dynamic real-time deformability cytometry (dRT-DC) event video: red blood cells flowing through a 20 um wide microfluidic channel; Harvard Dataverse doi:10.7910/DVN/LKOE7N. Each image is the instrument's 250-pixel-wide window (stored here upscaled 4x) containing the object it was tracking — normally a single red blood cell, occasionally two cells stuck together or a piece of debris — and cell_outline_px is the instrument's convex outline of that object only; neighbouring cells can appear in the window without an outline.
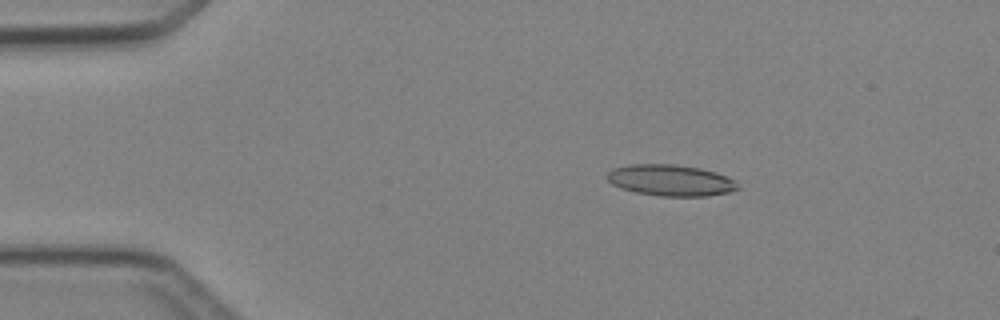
{"species": "Egyptian fruit bat (a non-hibernating species)", "species_latin": "Rousettus aegyptiacus", "temperature_condition": "cold", "stored_images_in_passage": 4, "camera_frame_rate_fps": 3000, "um_per_image_px": 0.085, "animal": {"sex": "female"}, "frame": {"image": 1, "passage_image": 2, "time_ms": 2.0, "image_size_px": [1000, 320], "cell_outline_px": [[740, 188], [732, 192], [708, 196], [660, 196], [636, 192], [620, 188], [612, 184], [604, 176], [612, 168], [628, 164], [672, 164], [700, 168], [716, 172], [728, 176]], "centroid_in_image_um": [56.98, 15.32], "position_along_channel_um": 28.0, "area_um2": 23.99}}